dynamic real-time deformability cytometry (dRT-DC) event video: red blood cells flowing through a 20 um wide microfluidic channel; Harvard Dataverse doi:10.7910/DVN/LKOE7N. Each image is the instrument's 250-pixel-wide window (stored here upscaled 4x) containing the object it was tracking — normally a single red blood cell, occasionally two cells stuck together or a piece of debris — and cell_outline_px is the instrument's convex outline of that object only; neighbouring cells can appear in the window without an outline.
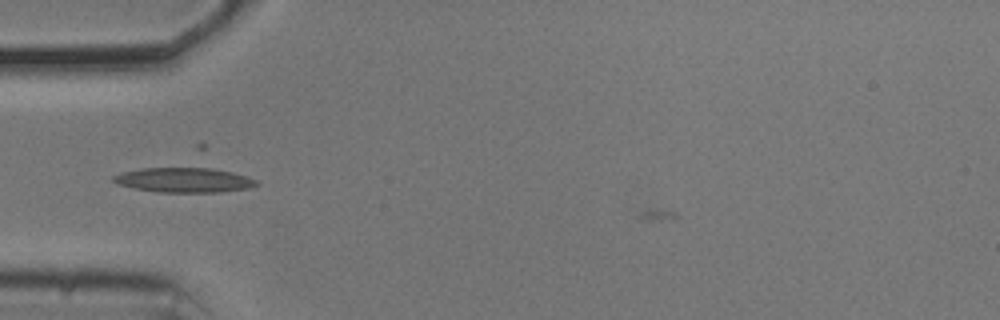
{"species": "common noctule bat (a hibernating species)", "species_latin": "Nyctalus noctula", "temperature_condition": "cold", "stored_images_in_passage": 4, "camera_frame_rate_fps": 3000, "um_per_image_px": 0.085, "animal": {"sex": "male", "body_mass_g": 20.5, "forearm_length_mm": 52.5}, "frame": {"image": 1, "passage_image": 2, "time_ms": 0.333, "image_size_px": [1000, 320], "cell_outline_px": [[260, 184], [248, 188], [220, 192], [160, 192], [136, 188], [116, 184], [112, 180], [112, 176], [124, 172], [144, 168], [196, 164], [204, 164], [248, 176], [256, 180]], "centroid_in_image_um": [15.71, 15.23], "position_along_channel_um": 69.3, "area_um2": 21.79}}